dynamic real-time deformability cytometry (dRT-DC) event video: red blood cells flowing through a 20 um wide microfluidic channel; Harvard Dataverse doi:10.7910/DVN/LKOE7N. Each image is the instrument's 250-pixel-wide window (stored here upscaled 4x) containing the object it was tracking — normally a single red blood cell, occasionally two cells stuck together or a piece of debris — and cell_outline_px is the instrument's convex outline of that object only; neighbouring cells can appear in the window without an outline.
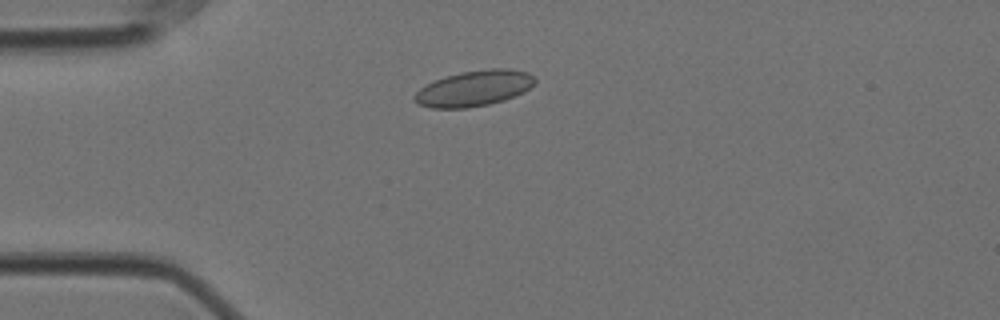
{"species": "Egyptian fruit bat (a non-hibernating species)", "species_latin": "Rousettus aegyptiacus", "temperature_condition": "cold", "stored_images_in_passage": 51, "camera_frame_rate_fps": 3000, "um_per_image_px": 0.085, "animal": {"sex": "female"}, "frame": {"image": 1, "passage_image": 8, "time_ms": 2.333, "image_size_px": [1000, 320], "cell_outline_px": [[536, 80], [524, 92], [504, 100], [488, 104], [468, 108], [432, 108], [416, 104], [412, 100], [412, 96], [420, 88], [444, 76], [460, 72], [492, 68], [508, 68], [528, 72], [536, 76]], "centroid_in_image_um": [40.28, 7.51], "position_along_channel_um": 44.7, "area_um2": 25.2}}
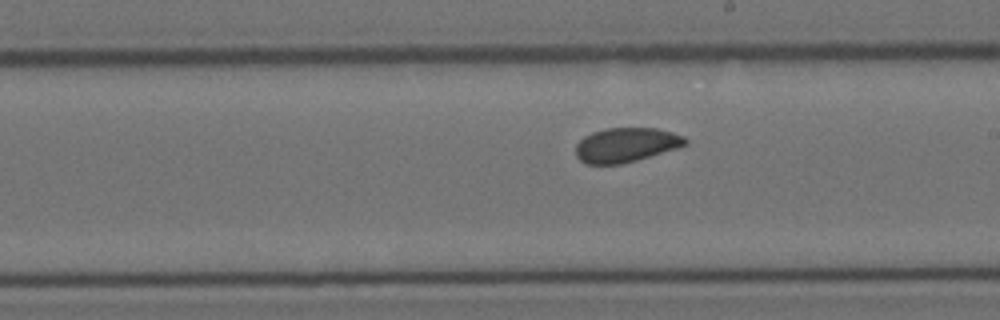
{"frame": {"image": 2, "passage_image": 26, "time_ms": 8.333, "image_size_px": [1000, 320], "cell_outline_px": [[688, 144], [676, 148], [636, 160], [620, 164], [584, 164], [576, 156], [576, 144], [584, 136], [592, 132], [608, 128], [656, 128], [672, 132], [684, 136], [688, 140]], "centroid_in_image_um": [53.2, 12.31], "position_along_channel_um": 235.8, "area_um2": 21.91}}
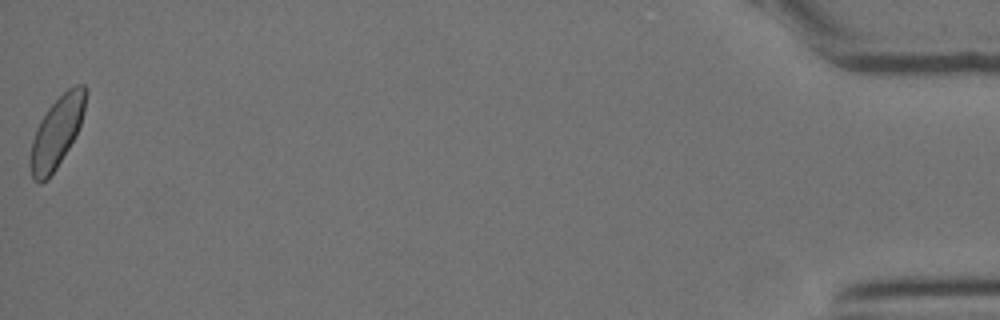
{"frame": {"image": 3, "passage_image": 51, "time_ms": 16.667, "image_size_px": [1000, 320], "cell_outline_px": [[88, 92], [84, 112], [76, 136], [56, 168], [48, 180], [40, 184], [32, 180], [28, 164], [28, 160], [32, 140], [36, 128], [40, 120], [48, 108], [68, 88], [76, 84], [84, 84], [88, 88]], "centroid_in_image_um": [4.81, 11.26], "position_along_channel_um": 430.4, "area_um2": 23.29}, "authors_computed_cell_mechanics": {"area_um2": 22.7732, "velocity_mm_per_s": 3.4934, "shape_relaxation_time_tau1_ms": 8.8355, "shape_relaxation_time_tau2_ms": 2.3592, "deformation_change_tau1": 0.0908, "deformation_change_tau2": 0.0418}}